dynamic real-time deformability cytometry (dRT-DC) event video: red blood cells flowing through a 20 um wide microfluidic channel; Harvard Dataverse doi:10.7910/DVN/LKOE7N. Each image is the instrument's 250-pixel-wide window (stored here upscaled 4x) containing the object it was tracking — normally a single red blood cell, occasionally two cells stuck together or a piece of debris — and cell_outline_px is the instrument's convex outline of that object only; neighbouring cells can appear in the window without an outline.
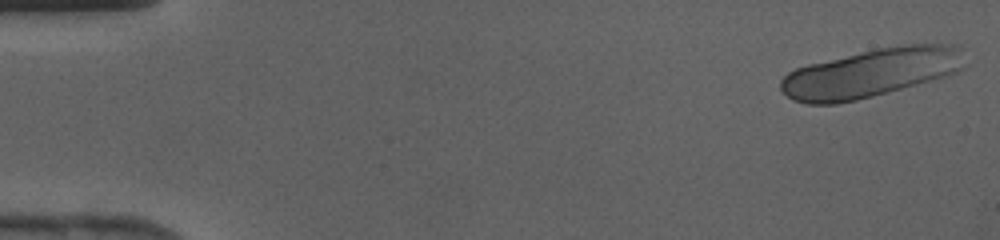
{"species": "human", "species_latin": "Homo sapiens", "temperature_condition": "cold", "stored_images_in_passage": 41, "camera_frame_rate_fps": 3000, "um_per_image_px": 0.085, "donor": {"sex": "female"}, "frame": {"image": 1, "passage_image": 1, "time_ms": 0.0, "image_size_px": [1000, 240], "cell_outline_px": [[960, 68], [956, 72], [948, 76], [872, 96], [856, 100], [836, 104], [808, 104], [792, 100], [780, 88], [780, 80], [788, 72], [796, 68], [808, 64], [876, 48], [904, 44], [960, 44]], "centroid_in_image_um": [73.98, 6.2], "position_along_channel_um": 11.0, "area_um2": 51.79}}
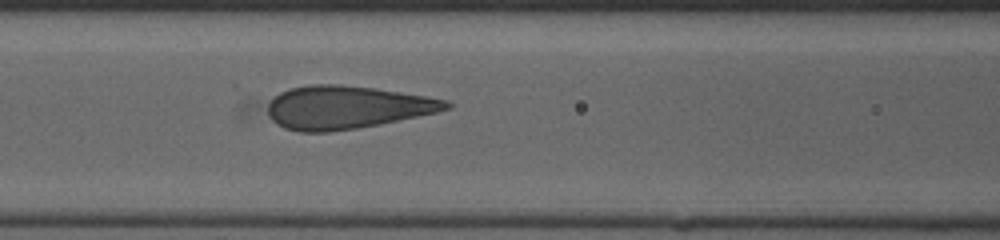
{"frame": {"image": 2, "passage_image": 17, "time_ms": 5.333, "image_size_px": [1000, 240], "cell_outline_px": [[452, 108], [436, 112], [356, 128], [328, 132], [300, 132], [284, 128], [276, 124], [268, 116], [268, 104], [280, 92], [292, 88], [312, 84], [340, 84], [372, 88], [428, 96], [448, 100], [452, 104]], "centroid_in_image_um": [29.44, 9.12], "position_along_channel_um": 137.2, "area_um2": 44.39}}
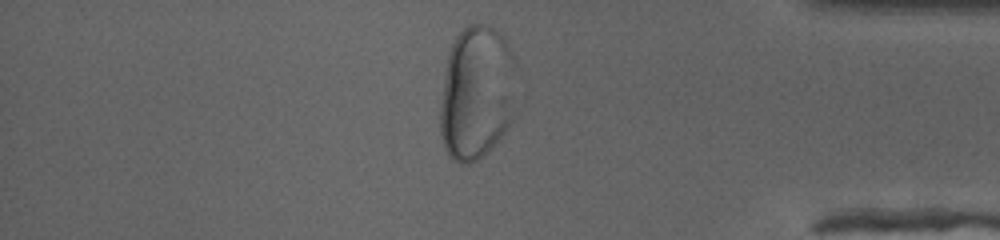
{"frame": {"image": 3, "passage_image": 35, "time_ms": 11.333, "image_size_px": [1000, 240], "cell_outline_px": [[516, 104], [512, 120], [504, 132], [476, 160], [468, 164], [464, 164], [456, 160], [444, 148], [440, 132], [440, 104], [448, 52], [452, 40], [468, 24], [488, 24], [504, 40], [512, 56]], "centroid_in_image_um": [40.49, 7.88], "position_along_channel_um": 394.7, "area_um2": 59.13}}